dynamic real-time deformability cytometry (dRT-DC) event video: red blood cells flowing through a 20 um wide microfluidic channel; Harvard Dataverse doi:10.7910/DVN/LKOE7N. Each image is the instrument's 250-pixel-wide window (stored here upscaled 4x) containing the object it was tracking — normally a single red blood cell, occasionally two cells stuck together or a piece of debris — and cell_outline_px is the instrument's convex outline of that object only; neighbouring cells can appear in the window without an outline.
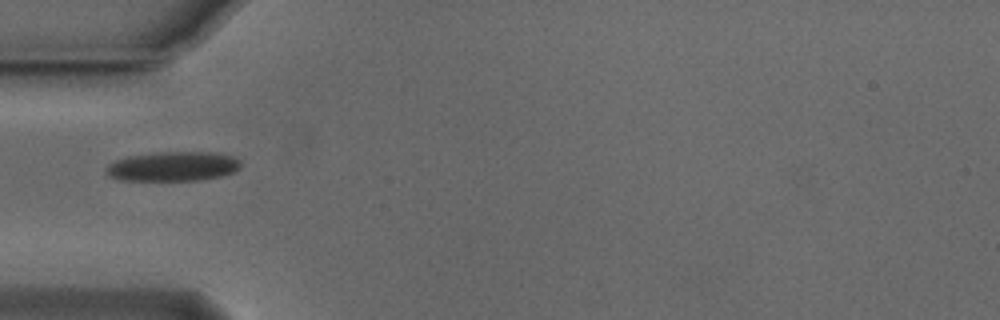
{"species": "Egyptian fruit bat (a non-hibernating species)", "species_latin": "Rousettus aegyptiacus", "temperature_condition": "cold", "stored_images_in_passage": 4, "camera_frame_rate_fps": 3000, "um_per_image_px": 0.085, "animal": {"sex": "male"}, "frame": {"image": 1, "passage_image": 1, "time_ms": 0.0, "image_size_px": [1000, 320], "cell_outline_px": [[240, 168], [236, 172], [220, 176], [200, 180], [120, 180], [108, 176], [104, 172], [104, 168], [108, 164], [116, 160], [128, 156], [156, 152], [212, 152], [232, 156], [240, 160]], "centroid_in_image_um": [14.68, 14.14], "position_along_channel_um": 70.3, "area_um2": 23.35}}